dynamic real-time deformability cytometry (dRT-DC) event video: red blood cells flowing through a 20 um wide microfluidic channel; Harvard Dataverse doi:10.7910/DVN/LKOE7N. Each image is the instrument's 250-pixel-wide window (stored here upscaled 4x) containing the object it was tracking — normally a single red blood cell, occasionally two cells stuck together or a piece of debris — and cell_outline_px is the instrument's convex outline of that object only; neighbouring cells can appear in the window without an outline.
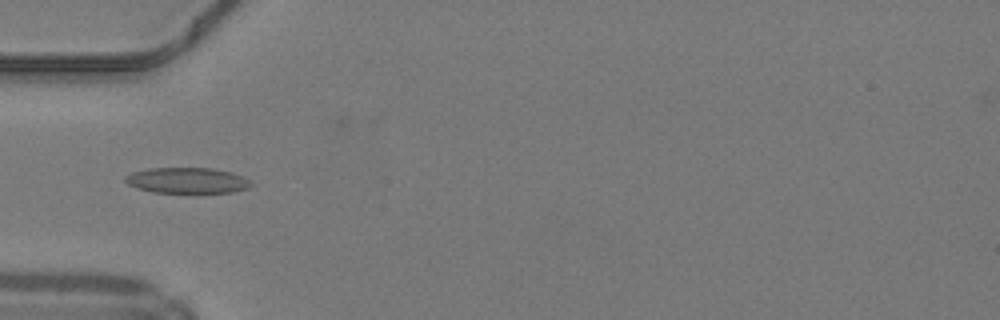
{"species": "common noctule bat (a hibernating species)", "species_latin": "Nyctalus noctula", "temperature_condition": "warm", "stored_images_in_passage": 45, "camera_frame_rate_fps": 3000, "um_per_image_px": 0.085, "animal": {"sex": "male", "body_mass_g": 19.2, "forearm_length_mm": 51.8}, "frame": {"image": 1, "passage_image": 12, "time_ms": 3.667, "image_size_px": [1000, 320], "cell_outline_px": [[252, 184], [248, 188], [232, 192], [196, 196], [152, 192], [136, 188], [128, 184], [124, 180], [124, 176], [132, 172], [148, 168], [212, 168], [232, 172], [244, 176]], "centroid_in_image_um": [15.91, 15.39], "position_along_channel_um": 69.1, "area_um2": 20.0}}
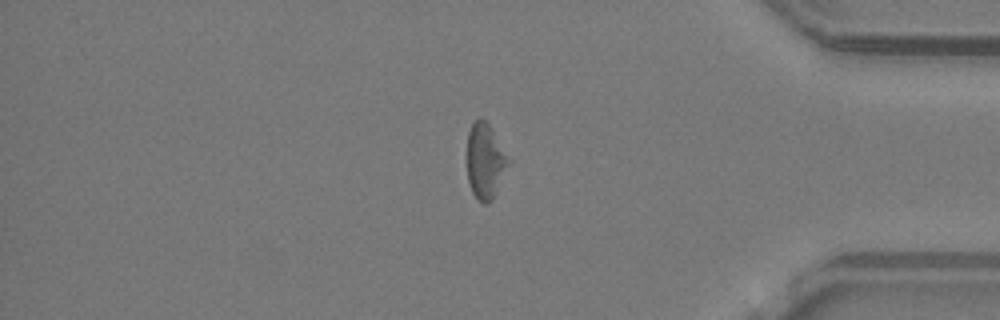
{"frame": {"image": 2, "passage_image": 37, "time_ms": 12.0, "image_size_px": [1000, 320], "cell_outline_px": [[512, 160], [492, 200], [488, 204], [484, 204], [472, 192], [468, 180], [468, 132], [472, 124], [480, 116], [488, 124]], "centroid_in_image_um": [41.28, 13.69], "position_along_channel_um": 393.9, "area_um2": 18.09}}
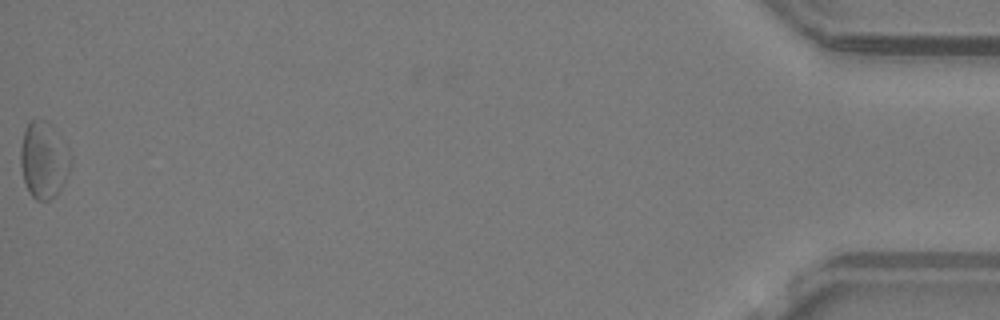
{"frame": {"image": 3, "passage_image": 45, "time_ms": 14.667, "image_size_px": [1000, 320], "cell_outline_px": [[72, 164], [60, 188], [48, 200], [36, 200], [32, 196], [24, 180], [20, 164], [20, 148], [24, 132], [28, 124], [32, 120], [48, 120], [72, 156]], "centroid_in_image_um": [3.71, 13.58], "position_along_channel_um": 431.5, "area_um2": 21.91}, "authors_computed_cell_mechanics": {"area_um2": 18.6116, "velocity_mm_per_s": 4.2119, "shape_relaxation_time_tau1_ms": null, "shape_relaxation_time_tau2_ms": 4.0551, "deformation_change_tau1": null, "deformation_change_tau2": 0.1345}}